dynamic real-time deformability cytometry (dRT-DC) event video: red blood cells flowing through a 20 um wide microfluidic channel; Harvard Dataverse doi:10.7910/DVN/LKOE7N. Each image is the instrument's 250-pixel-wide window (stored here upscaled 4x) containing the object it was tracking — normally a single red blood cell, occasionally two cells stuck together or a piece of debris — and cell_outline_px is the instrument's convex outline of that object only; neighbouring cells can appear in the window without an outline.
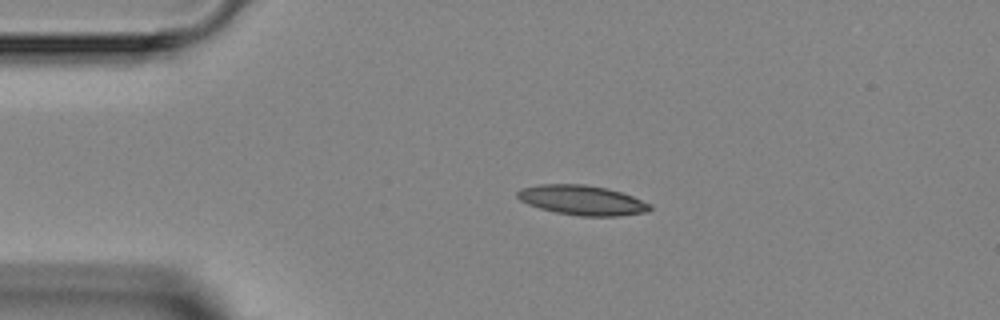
{"species": "Egyptian fruit bat (a non-hibernating species)", "species_latin": "Rousettus aegyptiacus", "temperature_condition": "room temperature", "stored_images_in_passage": 2, "camera_frame_rate_fps": 3000, "um_per_image_px": 0.085, "animal": {"sex": "female"}, "frame": {"image": 1, "passage_image": 1, "time_ms": 0.0, "image_size_px": [1000, 320], "cell_outline_px": [[652, 208], [648, 212], [620, 216], [580, 216], [556, 212], [540, 208], [528, 204], [520, 200], [516, 196], [516, 192], [520, 188], [540, 184], [584, 184], [608, 188], [632, 196], [652, 204]], "centroid_in_image_um": [49.49, 17.01], "position_along_channel_um": 35.5, "area_um2": 23.12}}